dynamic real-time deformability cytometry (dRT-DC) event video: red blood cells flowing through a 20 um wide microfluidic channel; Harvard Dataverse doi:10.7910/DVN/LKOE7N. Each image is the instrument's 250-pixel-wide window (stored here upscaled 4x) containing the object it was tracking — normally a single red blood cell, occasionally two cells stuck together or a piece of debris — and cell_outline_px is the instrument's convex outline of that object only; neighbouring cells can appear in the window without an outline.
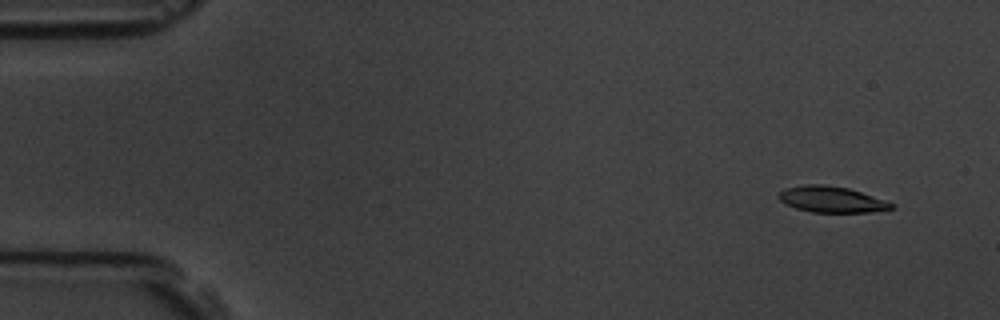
{"species": "common noctule bat (a hibernating species)", "species_latin": "Nyctalus noctula", "temperature_condition": "room temperature", "stored_images_in_passage": 2, "camera_frame_rate_fps": 3000, "um_per_image_px": 0.085, "animal": {"sex": "male", "body_mass_g": 19.5, "forearm_length_mm": 54.6}, "frame": {"image": 1, "passage_image": 1, "time_ms": 0.0, "image_size_px": [1000, 320], "cell_outline_px": [[896, 208], [868, 212], [812, 212], [796, 208], [780, 200], [776, 196], [784, 188], [804, 184], [824, 184], [848, 188], [896, 204]], "centroid_in_image_um": [70.67, 16.94], "position_along_channel_um": 14.3, "area_um2": 17.05}}